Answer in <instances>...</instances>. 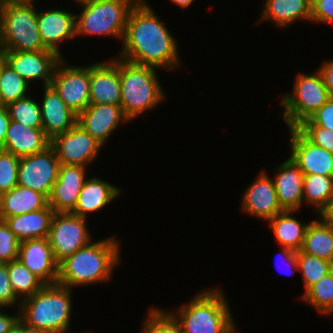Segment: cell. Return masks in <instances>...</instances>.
Segmentation results:
<instances>
[{
  "label": "cell",
  "instance_id": "5bb4252c",
  "mask_svg": "<svg viewBox=\"0 0 333 333\" xmlns=\"http://www.w3.org/2000/svg\"><path fill=\"white\" fill-rule=\"evenodd\" d=\"M242 195L240 210L249 216L268 221L284 211L279 204L273 179L266 171L261 170Z\"/></svg>",
  "mask_w": 333,
  "mask_h": 333
},
{
  "label": "cell",
  "instance_id": "ffe728a7",
  "mask_svg": "<svg viewBox=\"0 0 333 333\" xmlns=\"http://www.w3.org/2000/svg\"><path fill=\"white\" fill-rule=\"evenodd\" d=\"M17 259L45 284L57 283L59 264L47 238L20 242Z\"/></svg>",
  "mask_w": 333,
  "mask_h": 333
},
{
  "label": "cell",
  "instance_id": "f546056e",
  "mask_svg": "<svg viewBox=\"0 0 333 333\" xmlns=\"http://www.w3.org/2000/svg\"><path fill=\"white\" fill-rule=\"evenodd\" d=\"M333 195V177L319 174H304V203L314 207L316 216L327 206Z\"/></svg>",
  "mask_w": 333,
  "mask_h": 333
},
{
  "label": "cell",
  "instance_id": "30bf717a",
  "mask_svg": "<svg viewBox=\"0 0 333 333\" xmlns=\"http://www.w3.org/2000/svg\"><path fill=\"white\" fill-rule=\"evenodd\" d=\"M66 62L65 57L58 62L50 85L79 115L90 104V65L78 67Z\"/></svg>",
  "mask_w": 333,
  "mask_h": 333
},
{
  "label": "cell",
  "instance_id": "d6a6232c",
  "mask_svg": "<svg viewBox=\"0 0 333 333\" xmlns=\"http://www.w3.org/2000/svg\"><path fill=\"white\" fill-rule=\"evenodd\" d=\"M31 84L23 79L5 62L0 70V104L7 106L11 102L25 98Z\"/></svg>",
  "mask_w": 333,
  "mask_h": 333
},
{
  "label": "cell",
  "instance_id": "8fae6325",
  "mask_svg": "<svg viewBox=\"0 0 333 333\" xmlns=\"http://www.w3.org/2000/svg\"><path fill=\"white\" fill-rule=\"evenodd\" d=\"M60 164L87 167L104 147L79 124L50 140ZM100 150V151H99Z\"/></svg>",
  "mask_w": 333,
  "mask_h": 333
},
{
  "label": "cell",
  "instance_id": "e0dca14e",
  "mask_svg": "<svg viewBox=\"0 0 333 333\" xmlns=\"http://www.w3.org/2000/svg\"><path fill=\"white\" fill-rule=\"evenodd\" d=\"M120 58L90 65V104L120 105Z\"/></svg>",
  "mask_w": 333,
  "mask_h": 333
},
{
  "label": "cell",
  "instance_id": "f35d334b",
  "mask_svg": "<svg viewBox=\"0 0 333 333\" xmlns=\"http://www.w3.org/2000/svg\"><path fill=\"white\" fill-rule=\"evenodd\" d=\"M313 144L333 153V131L320 126H296Z\"/></svg>",
  "mask_w": 333,
  "mask_h": 333
},
{
  "label": "cell",
  "instance_id": "60d3db41",
  "mask_svg": "<svg viewBox=\"0 0 333 333\" xmlns=\"http://www.w3.org/2000/svg\"><path fill=\"white\" fill-rule=\"evenodd\" d=\"M297 126H320L333 131V97Z\"/></svg>",
  "mask_w": 333,
  "mask_h": 333
},
{
  "label": "cell",
  "instance_id": "4316f807",
  "mask_svg": "<svg viewBox=\"0 0 333 333\" xmlns=\"http://www.w3.org/2000/svg\"><path fill=\"white\" fill-rule=\"evenodd\" d=\"M54 210L47 205L44 209L7 217L4 221L20 242L29 239L47 238Z\"/></svg>",
  "mask_w": 333,
  "mask_h": 333
},
{
  "label": "cell",
  "instance_id": "7a4b0ae2",
  "mask_svg": "<svg viewBox=\"0 0 333 333\" xmlns=\"http://www.w3.org/2000/svg\"><path fill=\"white\" fill-rule=\"evenodd\" d=\"M119 243L115 237L90 241L59 263L57 284L73 289L110 281L121 263Z\"/></svg>",
  "mask_w": 333,
  "mask_h": 333
},
{
  "label": "cell",
  "instance_id": "7dc6e473",
  "mask_svg": "<svg viewBox=\"0 0 333 333\" xmlns=\"http://www.w3.org/2000/svg\"><path fill=\"white\" fill-rule=\"evenodd\" d=\"M319 216L330 225H333V195L327 206L319 213Z\"/></svg>",
  "mask_w": 333,
  "mask_h": 333
},
{
  "label": "cell",
  "instance_id": "c3c4849f",
  "mask_svg": "<svg viewBox=\"0 0 333 333\" xmlns=\"http://www.w3.org/2000/svg\"><path fill=\"white\" fill-rule=\"evenodd\" d=\"M17 322L23 327L25 333H53L49 330H43L36 326L30 325L25 322L21 317L18 318Z\"/></svg>",
  "mask_w": 333,
  "mask_h": 333
},
{
  "label": "cell",
  "instance_id": "ba28073f",
  "mask_svg": "<svg viewBox=\"0 0 333 333\" xmlns=\"http://www.w3.org/2000/svg\"><path fill=\"white\" fill-rule=\"evenodd\" d=\"M293 91L284 93L279 99L283 120L288 128L296 127L321 108L330 98L320 72L297 73Z\"/></svg>",
  "mask_w": 333,
  "mask_h": 333
},
{
  "label": "cell",
  "instance_id": "8d00e7d4",
  "mask_svg": "<svg viewBox=\"0 0 333 333\" xmlns=\"http://www.w3.org/2000/svg\"><path fill=\"white\" fill-rule=\"evenodd\" d=\"M19 162L20 157L0 149V194L17 185Z\"/></svg>",
  "mask_w": 333,
  "mask_h": 333
},
{
  "label": "cell",
  "instance_id": "7402d4cb",
  "mask_svg": "<svg viewBox=\"0 0 333 333\" xmlns=\"http://www.w3.org/2000/svg\"><path fill=\"white\" fill-rule=\"evenodd\" d=\"M43 92L42 101L39 102L42 129L51 140L54 136L74 127L77 124L78 115L65 104L51 85L43 86Z\"/></svg>",
  "mask_w": 333,
  "mask_h": 333
},
{
  "label": "cell",
  "instance_id": "9a60e30c",
  "mask_svg": "<svg viewBox=\"0 0 333 333\" xmlns=\"http://www.w3.org/2000/svg\"><path fill=\"white\" fill-rule=\"evenodd\" d=\"M290 156L304 174L333 177V153L310 142L296 127L288 128Z\"/></svg>",
  "mask_w": 333,
  "mask_h": 333
},
{
  "label": "cell",
  "instance_id": "6da1fadb",
  "mask_svg": "<svg viewBox=\"0 0 333 333\" xmlns=\"http://www.w3.org/2000/svg\"><path fill=\"white\" fill-rule=\"evenodd\" d=\"M148 3L139 0L131 9L117 57L156 69L177 70L182 64L179 42Z\"/></svg>",
  "mask_w": 333,
  "mask_h": 333
},
{
  "label": "cell",
  "instance_id": "ab89813d",
  "mask_svg": "<svg viewBox=\"0 0 333 333\" xmlns=\"http://www.w3.org/2000/svg\"><path fill=\"white\" fill-rule=\"evenodd\" d=\"M17 306L20 309L21 300L15 295L7 272V263L0 265V308Z\"/></svg>",
  "mask_w": 333,
  "mask_h": 333
},
{
  "label": "cell",
  "instance_id": "2e32d148",
  "mask_svg": "<svg viewBox=\"0 0 333 333\" xmlns=\"http://www.w3.org/2000/svg\"><path fill=\"white\" fill-rule=\"evenodd\" d=\"M124 122L129 123L130 120L123 114L121 105L115 104H89L77 119V124L102 146Z\"/></svg>",
  "mask_w": 333,
  "mask_h": 333
},
{
  "label": "cell",
  "instance_id": "44dd1931",
  "mask_svg": "<svg viewBox=\"0 0 333 333\" xmlns=\"http://www.w3.org/2000/svg\"><path fill=\"white\" fill-rule=\"evenodd\" d=\"M275 191L283 210L299 211L303 207L304 173L291 157L275 168Z\"/></svg>",
  "mask_w": 333,
  "mask_h": 333
},
{
  "label": "cell",
  "instance_id": "ac0fdd59",
  "mask_svg": "<svg viewBox=\"0 0 333 333\" xmlns=\"http://www.w3.org/2000/svg\"><path fill=\"white\" fill-rule=\"evenodd\" d=\"M87 167L60 164L58 178L53 184L48 205L54 212H72L79 193L87 180Z\"/></svg>",
  "mask_w": 333,
  "mask_h": 333
},
{
  "label": "cell",
  "instance_id": "f907efd6",
  "mask_svg": "<svg viewBox=\"0 0 333 333\" xmlns=\"http://www.w3.org/2000/svg\"><path fill=\"white\" fill-rule=\"evenodd\" d=\"M9 333H25L23 327L16 322L14 324V326L11 328V330L9 331Z\"/></svg>",
  "mask_w": 333,
  "mask_h": 333
},
{
  "label": "cell",
  "instance_id": "d4e9b609",
  "mask_svg": "<svg viewBox=\"0 0 333 333\" xmlns=\"http://www.w3.org/2000/svg\"><path fill=\"white\" fill-rule=\"evenodd\" d=\"M258 24L271 21L285 29L296 21H311V0H265Z\"/></svg>",
  "mask_w": 333,
  "mask_h": 333
},
{
  "label": "cell",
  "instance_id": "f6af8a7d",
  "mask_svg": "<svg viewBox=\"0 0 333 333\" xmlns=\"http://www.w3.org/2000/svg\"><path fill=\"white\" fill-rule=\"evenodd\" d=\"M16 313L15 315L7 314L4 308H0V333H9L20 317V311L17 310Z\"/></svg>",
  "mask_w": 333,
  "mask_h": 333
},
{
  "label": "cell",
  "instance_id": "681fc988",
  "mask_svg": "<svg viewBox=\"0 0 333 333\" xmlns=\"http://www.w3.org/2000/svg\"><path fill=\"white\" fill-rule=\"evenodd\" d=\"M175 5L180 8L187 9L195 0H171Z\"/></svg>",
  "mask_w": 333,
  "mask_h": 333
},
{
  "label": "cell",
  "instance_id": "7c38bea8",
  "mask_svg": "<svg viewBox=\"0 0 333 333\" xmlns=\"http://www.w3.org/2000/svg\"><path fill=\"white\" fill-rule=\"evenodd\" d=\"M59 167L60 162L51 146L42 152L20 157L17 184L49 198L58 178Z\"/></svg>",
  "mask_w": 333,
  "mask_h": 333
},
{
  "label": "cell",
  "instance_id": "d590c367",
  "mask_svg": "<svg viewBox=\"0 0 333 333\" xmlns=\"http://www.w3.org/2000/svg\"><path fill=\"white\" fill-rule=\"evenodd\" d=\"M145 316L141 333H182L180 323L167 310L152 307Z\"/></svg>",
  "mask_w": 333,
  "mask_h": 333
},
{
  "label": "cell",
  "instance_id": "4fadbf2b",
  "mask_svg": "<svg viewBox=\"0 0 333 333\" xmlns=\"http://www.w3.org/2000/svg\"><path fill=\"white\" fill-rule=\"evenodd\" d=\"M0 53L5 63L29 84L42 80V86L50 85L55 68L62 59L54 51H0Z\"/></svg>",
  "mask_w": 333,
  "mask_h": 333
},
{
  "label": "cell",
  "instance_id": "f5cc1de1",
  "mask_svg": "<svg viewBox=\"0 0 333 333\" xmlns=\"http://www.w3.org/2000/svg\"><path fill=\"white\" fill-rule=\"evenodd\" d=\"M4 1H11V2H35V0H4Z\"/></svg>",
  "mask_w": 333,
  "mask_h": 333
},
{
  "label": "cell",
  "instance_id": "5b68a950",
  "mask_svg": "<svg viewBox=\"0 0 333 333\" xmlns=\"http://www.w3.org/2000/svg\"><path fill=\"white\" fill-rule=\"evenodd\" d=\"M156 70L120 58V105L130 122L166 99Z\"/></svg>",
  "mask_w": 333,
  "mask_h": 333
},
{
  "label": "cell",
  "instance_id": "db71d44e",
  "mask_svg": "<svg viewBox=\"0 0 333 333\" xmlns=\"http://www.w3.org/2000/svg\"><path fill=\"white\" fill-rule=\"evenodd\" d=\"M5 62L4 57L0 53V70H1V65Z\"/></svg>",
  "mask_w": 333,
  "mask_h": 333
},
{
  "label": "cell",
  "instance_id": "7bdbcfd3",
  "mask_svg": "<svg viewBox=\"0 0 333 333\" xmlns=\"http://www.w3.org/2000/svg\"><path fill=\"white\" fill-rule=\"evenodd\" d=\"M280 251L281 252H279L280 253L279 258H280V256L282 257V258H280V259H282L281 260V262H282L281 264L288 268V269L284 268L285 270L282 268L284 270V274H287V275H290V274L293 275V274H295V272H297L296 270H298V266H297V252H295V251H293L291 249H288V248H284V247H281ZM277 258H278V256H277ZM278 269H280V267ZM283 270H281V271H283Z\"/></svg>",
  "mask_w": 333,
  "mask_h": 333
},
{
  "label": "cell",
  "instance_id": "e575fe53",
  "mask_svg": "<svg viewBox=\"0 0 333 333\" xmlns=\"http://www.w3.org/2000/svg\"><path fill=\"white\" fill-rule=\"evenodd\" d=\"M10 120L31 128H42V116L39 102L30 96L9 103L7 106Z\"/></svg>",
  "mask_w": 333,
  "mask_h": 333
},
{
  "label": "cell",
  "instance_id": "4dcf8cb0",
  "mask_svg": "<svg viewBox=\"0 0 333 333\" xmlns=\"http://www.w3.org/2000/svg\"><path fill=\"white\" fill-rule=\"evenodd\" d=\"M7 272L15 295L22 301L38 292L45 283L18 259L7 262Z\"/></svg>",
  "mask_w": 333,
  "mask_h": 333
},
{
  "label": "cell",
  "instance_id": "b9f144b4",
  "mask_svg": "<svg viewBox=\"0 0 333 333\" xmlns=\"http://www.w3.org/2000/svg\"><path fill=\"white\" fill-rule=\"evenodd\" d=\"M333 23V0H311V22Z\"/></svg>",
  "mask_w": 333,
  "mask_h": 333
},
{
  "label": "cell",
  "instance_id": "ee69618b",
  "mask_svg": "<svg viewBox=\"0 0 333 333\" xmlns=\"http://www.w3.org/2000/svg\"><path fill=\"white\" fill-rule=\"evenodd\" d=\"M318 68L330 96L333 97V59L325 60Z\"/></svg>",
  "mask_w": 333,
  "mask_h": 333
},
{
  "label": "cell",
  "instance_id": "8992f818",
  "mask_svg": "<svg viewBox=\"0 0 333 333\" xmlns=\"http://www.w3.org/2000/svg\"><path fill=\"white\" fill-rule=\"evenodd\" d=\"M34 2L0 4V51H51L40 37Z\"/></svg>",
  "mask_w": 333,
  "mask_h": 333
},
{
  "label": "cell",
  "instance_id": "836d02e7",
  "mask_svg": "<svg viewBox=\"0 0 333 333\" xmlns=\"http://www.w3.org/2000/svg\"><path fill=\"white\" fill-rule=\"evenodd\" d=\"M298 271L302 273L305 291L333 270V263L315 256L297 252Z\"/></svg>",
  "mask_w": 333,
  "mask_h": 333
},
{
  "label": "cell",
  "instance_id": "74e56055",
  "mask_svg": "<svg viewBox=\"0 0 333 333\" xmlns=\"http://www.w3.org/2000/svg\"><path fill=\"white\" fill-rule=\"evenodd\" d=\"M20 241L4 220L0 219V260L2 263L17 260Z\"/></svg>",
  "mask_w": 333,
  "mask_h": 333
},
{
  "label": "cell",
  "instance_id": "1f68e13d",
  "mask_svg": "<svg viewBox=\"0 0 333 333\" xmlns=\"http://www.w3.org/2000/svg\"><path fill=\"white\" fill-rule=\"evenodd\" d=\"M301 296V300L311 305L318 314H333V270L311 285Z\"/></svg>",
  "mask_w": 333,
  "mask_h": 333
},
{
  "label": "cell",
  "instance_id": "277c9868",
  "mask_svg": "<svg viewBox=\"0 0 333 333\" xmlns=\"http://www.w3.org/2000/svg\"><path fill=\"white\" fill-rule=\"evenodd\" d=\"M59 284H45L21 301L20 317L30 325L53 333H69L72 318V291Z\"/></svg>",
  "mask_w": 333,
  "mask_h": 333
},
{
  "label": "cell",
  "instance_id": "d6986e66",
  "mask_svg": "<svg viewBox=\"0 0 333 333\" xmlns=\"http://www.w3.org/2000/svg\"><path fill=\"white\" fill-rule=\"evenodd\" d=\"M37 24L44 46L64 58L59 45L76 37L75 14L63 8L38 10Z\"/></svg>",
  "mask_w": 333,
  "mask_h": 333
},
{
  "label": "cell",
  "instance_id": "cb8c5ba5",
  "mask_svg": "<svg viewBox=\"0 0 333 333\" xmlns=\"http://www.w3.org/2000/svg\"><path fill=\"white\" fill-rule=\"evenodd\" d=\"M50 146V139L42 128H31L10 120L3 150L23 157L44 151Z\"/></svg>",
  "mask_w": 333,
  "mask_h": 333
},
{
  "label": "cell",
  "instance_id": "816d5d0a",
  "mask_svg": "<svg viewBox=\"0 0 333 333\" xmlns=\"http://www.w3.org/2000/svg\"><path fill=\"white\" fill-rule=\"evenodd\" d=\"M74 2H77L78 6L86 4L87 2L91 0H73Z\"/></svg>",
  "mask_w": 333,
  "mask_h": 333
},
{
  "label": "cell",
  "instance_id": "3957f363",
  "mask_svg": "<svg viewBox=\"0 0 333 333\" xmlns=\"http://www.w3.org/2000/svg\"><path fill=\"white\" fill-rule=\"evenodd\" d=\"M221 288L195 294L185 305L169 312L180 323L182 333H235L236 323Z\"/></svg>",
  "mask_w": 333,
  "mask_h": 333
},
{
  "label": "cell",
  "instance_id": "83f0119b",
  "mask_svg": "<svg viewBox=\"0 0 333 333\" xmlns=\"http://www.w3.org/2000/svg\"><path fill=\"white\" fill-rule=\"evenodd\" d=\"M296 212L293 210H284L267 222L280 247L298 252L302 248L309 222L307 224L302 223L300 219L295 218L293 215Z\"/></svg>",
  "mask_w": 333,
  "mask_h": 333
},
{
  "label": "cell",
  "instance_id": "bcb514c9",
  "mask_svg": "<svg viewBox=\"0 0 333 333\" xmlns=\"http://www.w3.org/2000/svg\"><path fill=\"white\" fill-rule=\"evenodd\" d=\"M10 124V117L5 105L0 104V149H3L7 129Z\"/></svg>",
  "mask_w": 333,
  "mask_h": 333
},
{
  "label": "cell",
  "instance_id": "9c48e42d",
  "mask_svg": "<svg viewBox=\"0 0 333 333\" xmlns=\"http://www.w3.org/2000/svg\"><path fill=\"white\" fill-rule=\"evenodd\" d=\"M87 224V219L71 212L54 213L47 239L58 264L92 241Z\"/></svg>",
  "mask_w": 333,
  "mask_h": 333
},
{
  "label": "cell",
  "instance_id": "484cf974",
  "mask_svg": "<svg viewBox=\"0 0 333 333\" xmlns=\"http://www.w3.org/2000/svg\"><path fill=\"white\" fill-rule=\"evenodd\" d=\"M48 205V198L35 190L16 185L0 194V219L35 212Z\"/></svg>",
  "mask_w": 333,
  "mask_h": 333
},
{
  "label": "cell",
  "instance_id": "603a6c76",
  "mask_svg": "<svg viewBox=\"0 0 333 333\" xmlns=\"http://www.w3.org/2000/svg\"><path fill=\"white\" fill-rule=\"evenodd\" d=\"M122 194L121 188L113 185L101 177H90L82 187L75 209L71 212L87 219L90 213L104 209L109 203L115 201Z\"/></svg>",
  "mask_w": 333,
  "mask_h": 333
},
{
  "label": "cell",
  "instance_id": "52a82bcc",
  "mask_svg": "<svg viewBox=\"0 0 333 333\" xmlns=\"http://www.w3.org/2000/svg\"><path fill=\"white\" fill-rule=\"evenodd\" d=\"M139 0H91L75 14L76 36H106L122 41L128 15Z\"/></svg>",
  "mask_w": 333,
  "mask_h": 333
},
{
  "label": "cell",
  "instance_id": "f1b7e54d",
  "mask_svg": "<svg viewBox=\"0 0 333 333\" xmlns=\"http://www.w3.org/2000/svg\"><path fill=\"white\" fill-rule=\"evenodd\" d=\"M315 219L309 222L301 251L333 263V225L319 215Z\"/></svg>",
  "mask_w": 333,
  "mask_h": 333
}]
</instances>
